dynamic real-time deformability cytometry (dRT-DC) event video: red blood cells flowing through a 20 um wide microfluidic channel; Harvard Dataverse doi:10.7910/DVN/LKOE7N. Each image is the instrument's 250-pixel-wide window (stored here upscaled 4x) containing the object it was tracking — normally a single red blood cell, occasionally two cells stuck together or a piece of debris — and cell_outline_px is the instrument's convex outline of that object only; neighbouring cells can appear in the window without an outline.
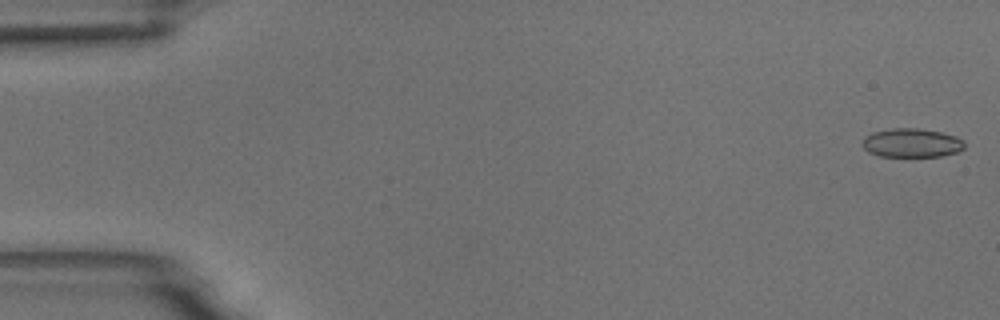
{"species": "common noctule bat (a hibernating species)", "species_latin": "Nyctalus noctula", "temperature_condition": "room temperature", "stored_images_in_passage": 54, "camera_frame_rate_fps": 3000, "um_per_image_px": 0.085, "animal": {"sex": "male", "body_mass_g": 18.8}, "frame": {"image": 1, "passage_image": 1, "time_ms": 0.0, "image_size_px": [1000, 320], "cell_outline_px": [[964, 148], [956, 152], [940, 156], [880, 156], [868, 152], [860, 144], [864, 136], [872, 132], [892, 128], [920, 128], [940, 132], [956, 136], [964, 140]], "centroid_in_image_um": [77.45, 12.13], "position_along_channel_um": 7.5, "area_um2": 17.28}}
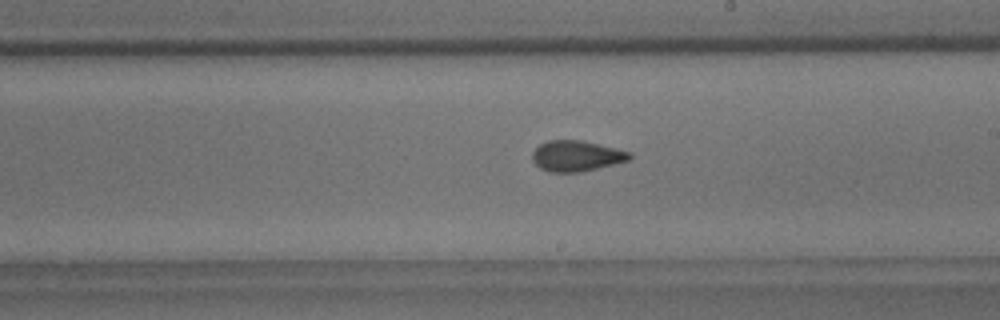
{"frame": {"image": 2, "passage_image": 31, "time_ms": 10.0, "image_size_px": [1000, 320], "cell_outline_px": [[632, 156], [628, 160], [580, 172], [548, 172], [540, 168], [532, 160], [532, 152], [540, 144], [548, 140], [580, 140], [616, 148], [632, 152]], "centroid_in_image_um": [48.97, 13.25], "position_along_channel_um": 240.0, "area_um2": 17.28}}
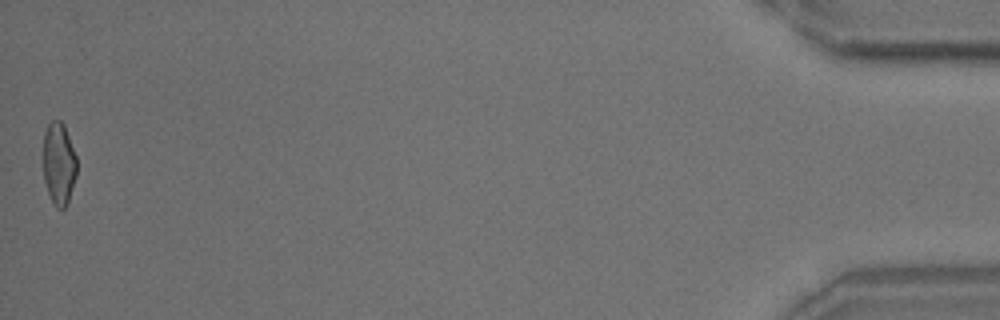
{"frame": {"image": 3, "passage_image": 54, "time_ms": 17.667, "image_size_px": [1000, 320], "cell_outline_px": [[76, 176], [68, 204], [64, 208], [56, 208], [48, 192], [44, 180], [44, 132], [48, 124], [52, 120], [60, 120], [64, 124], [76, 156]], "centroid_in_image_um": [5.01, 13.91], "position_along_channel_um": 430.2, "area_um2": 16.07}, "authors_computed_cell_mechanics": {"area_um2": 17.4556, "velocity_mm_per_s": 3.7264, "shape_relaxation_time_tau1_ms": 7.6088, "shape_relaxation_time_tau2_ms": 1.7466, "deformation_change_tau1": 0.1702, "deformation_change_tau2": 0.0748}}